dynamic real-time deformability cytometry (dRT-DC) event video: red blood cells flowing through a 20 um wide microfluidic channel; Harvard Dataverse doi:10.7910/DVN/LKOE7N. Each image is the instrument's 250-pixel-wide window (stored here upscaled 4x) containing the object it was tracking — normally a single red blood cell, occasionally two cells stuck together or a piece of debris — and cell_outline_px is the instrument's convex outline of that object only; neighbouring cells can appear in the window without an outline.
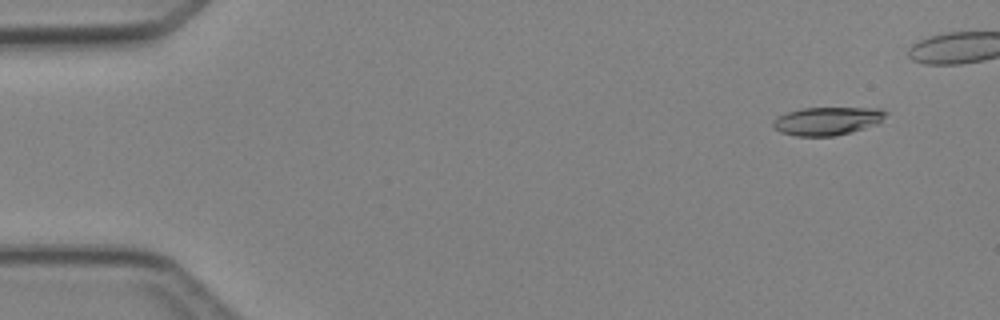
{"species": "Egyptian fruit bat (a non-hibernating species)", "species_latin": "Rousettus aegyptiacus", "temperature_condition": "cold", "stored_images_in_passage": 5, "camera_frame_rate_fps": 3000, "um_per_image_px": 0.085, "animal": {"sex": "female"}, "frame": {"image": 1, "passage_image": 1, "time_ms": 0.0, "image_size_px": [1000, 320], "cell_outline_px": [[888, 112], [876, 124], [864, 128], [832, 136], [796, 136], [780, 132], [772, 128], [772, 120], [776, 116], [800, 108], [880, 108]], "centroid_in_image_um": [70.24, 10.28], "position_along_channel_um": 14.8, "area_um2": 18.44}}